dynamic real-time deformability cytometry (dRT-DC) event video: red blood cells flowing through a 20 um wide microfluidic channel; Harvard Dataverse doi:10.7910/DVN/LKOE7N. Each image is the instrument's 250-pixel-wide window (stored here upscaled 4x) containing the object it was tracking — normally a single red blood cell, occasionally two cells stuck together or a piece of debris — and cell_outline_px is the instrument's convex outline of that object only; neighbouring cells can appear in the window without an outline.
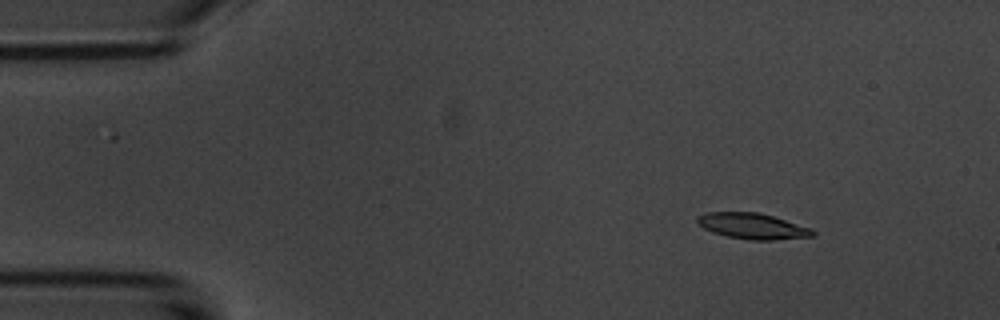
{"species": "common noctule bat (a hibernating species)", "species_latin": "Nyctalus noctula", "temperature_condition": "room temperature", "stored_images_in_passage": 9, "camera_frame_rate_fps": 3000, "um_per_image_px": 0.085, "animal": {"sex": "male", "body_mass_g": 20.1, "forearm_length_mm": 53.5}, "frame": {"image": 1, "passage_image": 1, "time_ms": 0.0, "image_size_px": [1000, 320], "cell_outline_px": [[816, 236], [772, 240], [748, 240], [728, 236], [712, 232], [704, 228], [696, 220], [696, 216], [708, 212], [756, 212], [772, 216], [812, 228], [816, 232]], "centroid_in_image_um": [63.99, 19.22], "position_along_channel_um": 21.0, "area_um2": 17.34}}
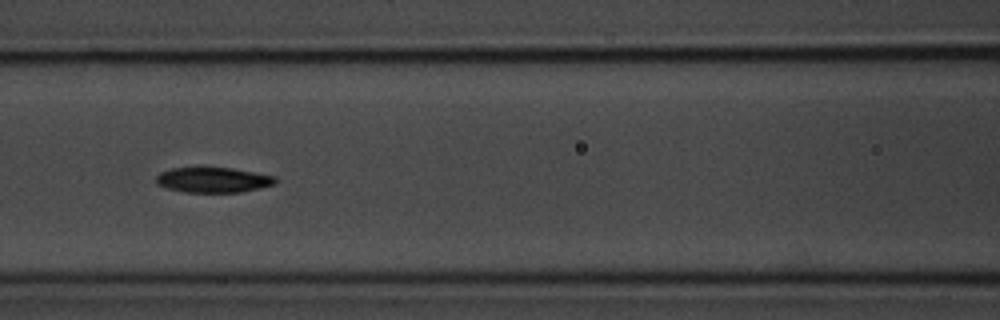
{"frame": {"image": 2, "passage_image": 6, "time_ms": 5.667, "image_size_px": [1000, 320], "cell_outline_px": [[276, 184], [260, 188], [240, 192], [184, 192], [164, 188], [156, 184], [156, 176], [160, 172], [172, 168], [232, 168], [276, 176]], "centroid_in_image_um": [18.1, 15.3], "position_along_channel_um": 148.5, "area_um2": 17.57}}
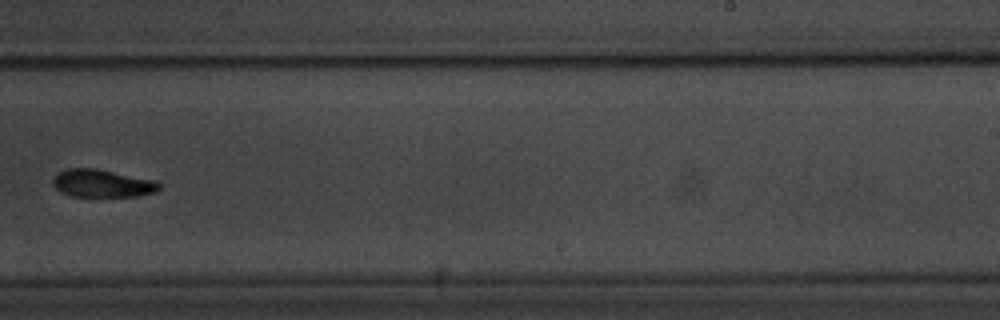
{"frame": {"image": 3, "passage_image": 9, "time_ms": 9.333, "image_size_px": [1000, 320], "cell_outline_px": [[160, 188], [156, 192], [136, 196], [68, 196], [60, 192], [52, 184], [52, 180], [64, 168], [96, 168], [156, 180], [160, 184]], "centroid_in_image_um": [8.68, 15.58], "position_along_channel_um": 280.3, "area_um2": 17.28}}